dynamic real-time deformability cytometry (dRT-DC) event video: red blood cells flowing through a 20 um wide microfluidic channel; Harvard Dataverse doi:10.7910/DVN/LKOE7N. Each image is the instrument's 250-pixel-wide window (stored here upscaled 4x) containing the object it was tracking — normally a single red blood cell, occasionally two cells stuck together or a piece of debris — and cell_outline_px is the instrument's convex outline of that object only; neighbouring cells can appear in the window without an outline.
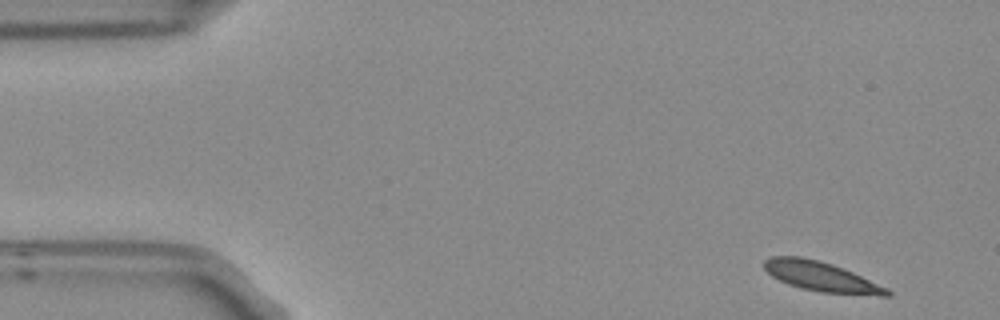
{"species": "Egyptian fruit bat (a non-hibernating species)", "species_latin": "Rousettus aegyptiacus", "temperature_condition": "room temperature", "stored_images_in_passage": 4, "camera_frame_rate_fps": 3000, "um_per_image_px": 0.085, "frame": {"image": 1, "passage_image": 1, "time_ms": 0.0, "image_size_px": [1000, 320], "cell_outline_px": [[892, 296], [880, 296], [820, 292], [800, 288], [788, 284], [772, 276], [764, 268], [764, 260], [772, 256], [800, 256], [832, 264], [852, 272], [888, 288], [892, 292]], "centroid_in_image_um": [69.82, 23.52], "position_along_channel_um": 15.2, "area_um2": 21.15}}
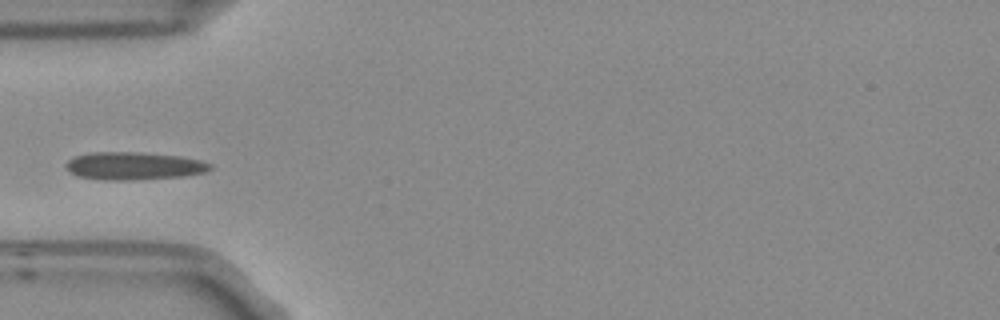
{"frame": {"image": 2, "passage_image": 4, "time_ms": 1.0, "image_size_px": [1000, 320], "cell_outline_px": [[212, 168], [204, 172], [184, 176], [136, 180], [100, 180], [76, 176], [68, 172], [64, 168], [64, 164], [68, 160], [76, 156], [92, 152], [140, 152], [180, 156], [200, 160], [212, 164]], "centroid_in_image_um": [11.32, 14.11], "position_along_channel_um": 73.7, "area_um2": 23.64}}